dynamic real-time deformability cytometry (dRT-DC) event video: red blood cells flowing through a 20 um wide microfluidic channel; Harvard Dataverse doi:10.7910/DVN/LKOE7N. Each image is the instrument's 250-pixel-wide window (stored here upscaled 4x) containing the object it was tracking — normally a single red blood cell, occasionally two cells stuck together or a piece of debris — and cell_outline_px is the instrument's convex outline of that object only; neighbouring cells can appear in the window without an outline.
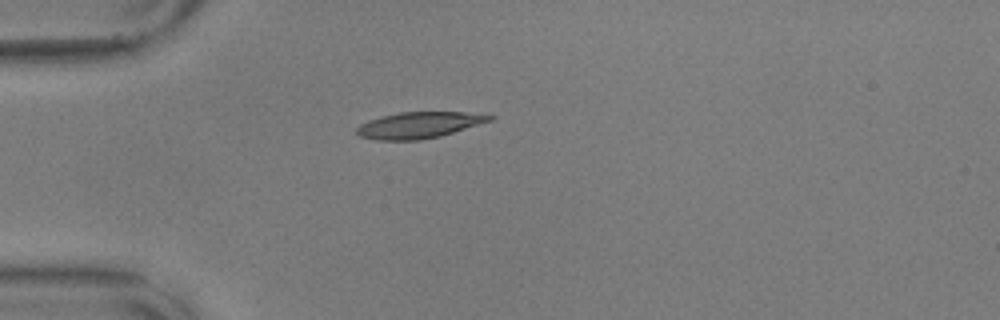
{"species": "common noctule bat (a hibernating species)", "species_latin": "Nyctalus noctula", "temperature_condition": "warm", "stored_images_in_passage": 42, "camera_frame_rate_fps": 3000, "um_per_image_px": 0.085, "animal": {"sex": "male", "body_mass_g": 17.9, "forearm_length_mm": 54.2}, "frame": {"image": 1, "passage_image": 1, "time_ms": 0.0, "image_size_px": [1000, 320], "cell_outline_px": [[496, 116], [492, 120], [440, 136], [420, 140], [376, 140], [360, 136], [356, 132], [356, 128], [360, 124], [368, 120], [380, 116], [400, 112], [464, 112]], "centroid_in_image_um": [35.58, 10.63], "position_along_channel_um": 49.4, "area_um2": 20.23}}
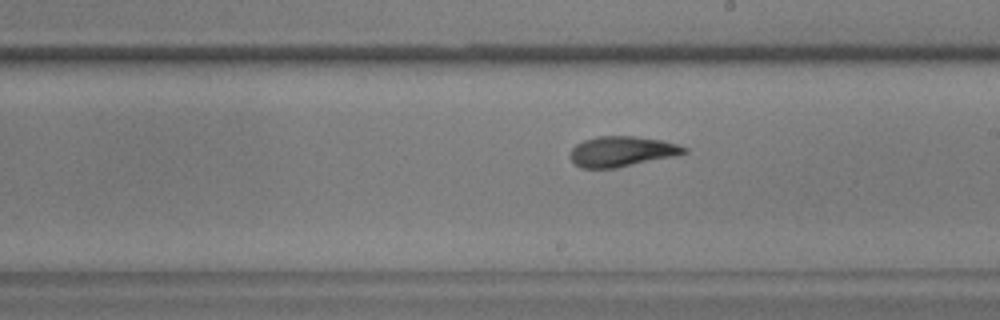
{"frame": {"image": 2, "passage_image": 18, "time_ms": 5.667, "image_size_px": [1000, 320], "cell_outline_px": [[688, 152], [676, 156], [616, 168], [580, 168], [568, 156], [572, 148], [576, 144], [584, 140], [596, 136], [636, 136], [664, 140], [688, 148]], "centroid_in_image_um": [52.86, 12.87], "position_along_channel_um": 236.1, "area_um2": 20.35}}
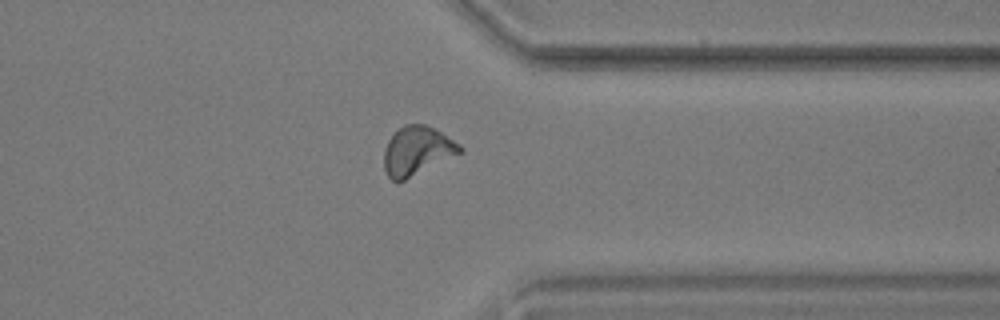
{"frame": {"image": 3, "passage_image": 30, "time_ms": 9.667, "image_size_px": [1000, 320], "cell_outline_px": [[464, 152], [396, 184], [388, 176], [384, 168], [384, 152], [388, 140], [404, 124], [424, 124], [440, 132], [460, 144], [464, 148]], "centroid_in_image_um": [35.46, 12.85], "position_along_channel_um": 375.9, "area_um2": 21.56}, "authors_computed_cell_mechanics": {"area_um2": 20.4323, "velocity_mm_per_s": 3.5685, "shape_relaxation_time_tau1_ms": 4.8161, "shape_relaxation_time_tau2_ms": 1.8647, "deformation_change_tau1": 0.1807, "deformation_change_tau2": 0.0954}}